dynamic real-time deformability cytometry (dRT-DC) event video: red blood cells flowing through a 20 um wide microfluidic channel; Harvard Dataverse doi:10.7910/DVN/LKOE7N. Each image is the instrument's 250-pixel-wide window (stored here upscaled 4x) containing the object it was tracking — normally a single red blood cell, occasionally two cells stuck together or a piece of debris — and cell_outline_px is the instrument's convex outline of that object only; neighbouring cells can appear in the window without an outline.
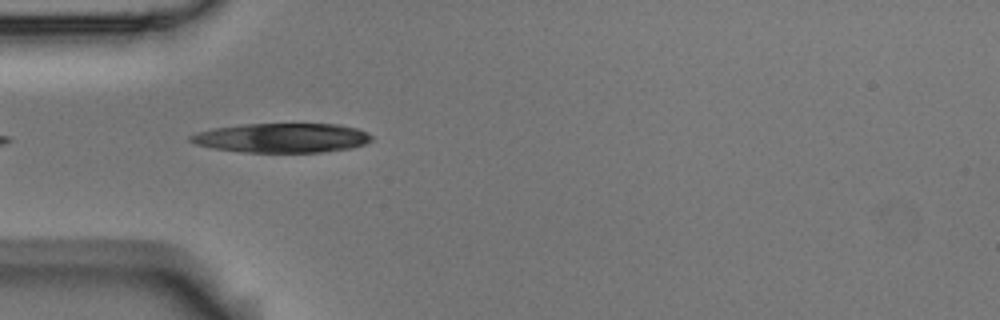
{"species": "Egyptian fruit bat (a non-hibernating species)", "species_latin": "Rousettus aegyptiacus", "temperature_condition": "room temperature", "stored_images_in_passage": 1, "camera_frame_rate_fps": 3000, "um_per_image_px": 0.085, "animal": {"sex": "male"}, "frame": {"image": 1, "passage_image": 1, "time_ms": 0.0, "image_size_px": [1000, 320], "cell_outline_px": [[372, 140], [364, 144], [352, 148], [324, 152], [244, 152], [212, 148], [196, 144], [188, 140], [188, 136], [196, 132], [212, 128], [244, 124], [340, 124], [356, 128], [372, 136]], "centroid_in_image_um": [23.93, 11.72], "position_along_channel_um": 61.1, "area_um2": 31.1}}